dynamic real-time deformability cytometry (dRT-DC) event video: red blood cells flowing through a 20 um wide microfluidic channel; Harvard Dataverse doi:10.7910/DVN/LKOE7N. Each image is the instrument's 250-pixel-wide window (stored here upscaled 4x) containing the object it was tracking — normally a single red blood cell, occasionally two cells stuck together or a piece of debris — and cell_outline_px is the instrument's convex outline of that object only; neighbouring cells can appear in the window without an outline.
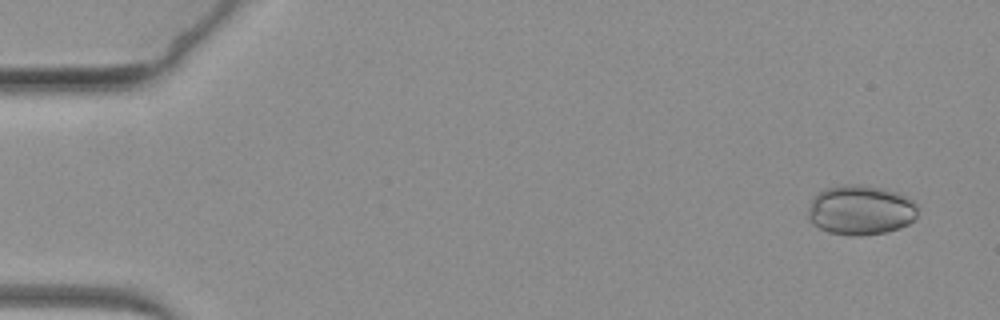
{"species": "common noctule bat (a hibernating species)", "species_latin": "Nyctalus noctula", "temperature_condition": "warm", "stored_images_in_passage": 43, "camera_frame_rate_fps": 3000, "um_per_image_px": 0.085, "animal": {"sex": "female", "body_mass_g": 19.3, "forearm_length_mm": 54.1}, "frame": {"image": 1, "passage_image": 3, "time_ms": 0.667, "image_size_px": [1000, 320], "cell_outline_px": [[916, 216], [908, 224], [900, 228], [888, 232], [860, 236], [848, 236], [828, 232], [812, 224], [808, 220], [808, 208], [812, 200], [824, 188], [844, 184], [860, 184], [880, 188], [896, 192], [912, 200], [916, 204]], "centroid_in_image_um": [73.12, 17.87], "position_along_channel_um": 11.9, "area_um2": 31.91}}
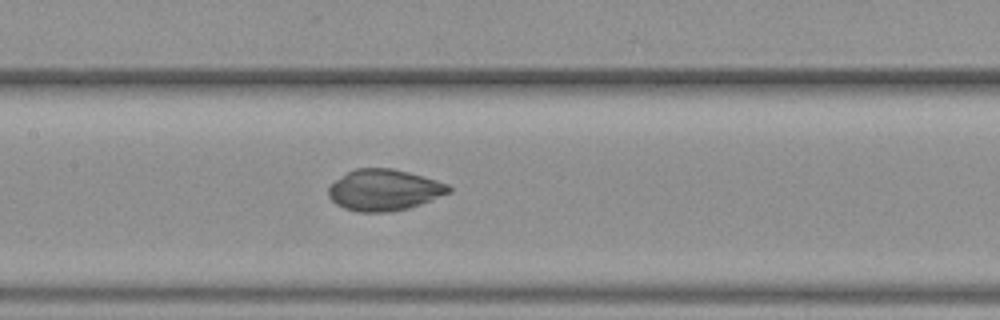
{"frame": {"image": 2, "passage_image": 31, "time_ms": 10.0, "image_size_px": [1000, 320], "cell_outline_px": [[452, 192], [420, 204], [408, 208], [388, 212], [360, 212], [344, 208], [336, 204], [328, 196], [328, 188], [336, 180], [348, 172], [356, 168], [392, 168], [408, 172], [436, 180], [448, 184], [452, 188]], "centroid_in_image_um": [32.66, 16.15], "position_along_channel_um": 174.7, "area_um2": 28.78}}
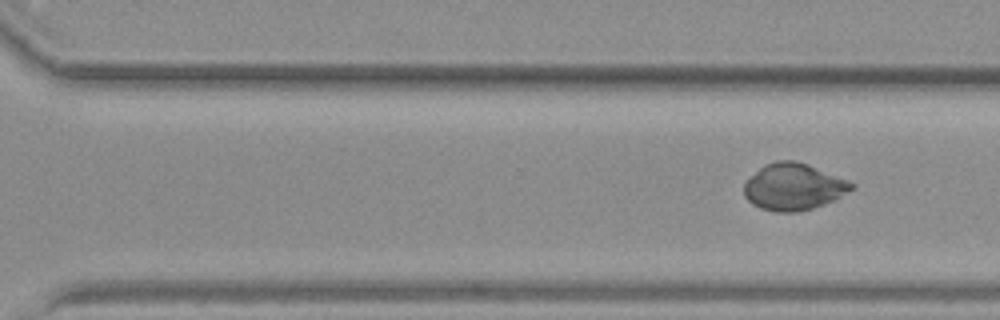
{"frame": {"image": 3, "passage_image": 43, "time_ms": 14.0, "image_size_px": [1000, 320], "cell_outline_px": [[856, 188], [824, 204], [800, 212], [776, 212], [760, 208], [752, 204], [744, 196], [744, 180], [764, 164], [776, 160], [792, 160], [808, 164], [848, 180], [856, 184]], "centroid_in_image_um": [67.43, 15.87], "position_along_channel_um": 303.2, "area_um2": 29.54}}